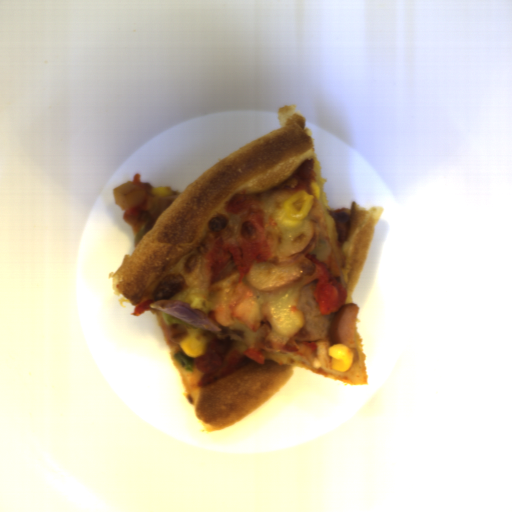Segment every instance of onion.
<instances>
[{"mask_svg": "<svg viewBox=\"0 0 512 512\" xmlns=\"http://www.w3.org/2000/svg\"><path fill=\"white\" fill-rule=\"evenodd\" d=\"M147 194L145 186L129 180L112 190L113 202L123 211L142 204Z\"/></svg>", "mask_w": 512, "mask_h": 512, "instance_id": "onion-2", "label": "onion"}, {"mask_svg": "<svg viewBox=\"0 0 512 512\" xmlns=\"http://www.w3.org/2000/svg\"><path fill=\"white\" fill-rule=\"evenodd\" d=\"M149 308L167 312L201 331L208 330L215 334L223 331L211 317L198 308H193L189 303L175 300H160L151 303Z\"/></svg>", "mask_w": 512, "mask_h": 512, "instance_id": "onion-1", "label": "onion"}]
</instances>
